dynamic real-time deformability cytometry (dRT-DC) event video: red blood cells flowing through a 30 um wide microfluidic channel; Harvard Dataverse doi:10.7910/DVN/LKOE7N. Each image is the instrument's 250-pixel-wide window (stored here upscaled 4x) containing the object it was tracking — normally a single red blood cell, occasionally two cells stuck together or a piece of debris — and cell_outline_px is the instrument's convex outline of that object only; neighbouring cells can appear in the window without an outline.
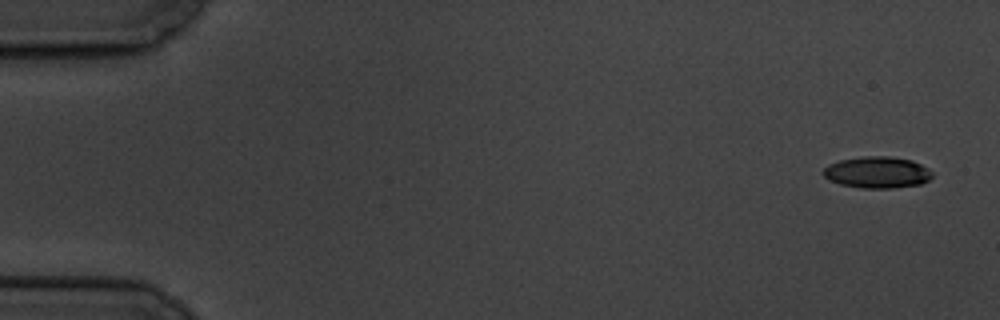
{"species": "common noctule bat (a hibernating species)", "species_latin": "Nyctalus noctula", "temperature_condition": "cold", "stored_images_in_passage": 9, "camera_frame_rate_fps": 3000, "um_per_image_px": 0.085, "animal": {"sex": "male", "body_mass_g": 19.5, "forearm_length_mm": 54.6}, "frame": {"image": 1, "passage_image": 1, "time_ms": 0.0, "image_size_px": [1000, 320], "cell_outline_px": [[932, 176], [928, 180], [920, 184], [892, 188], [860, 188], [840, 184], [828, 180], [820, 172], [828, 164], [840, 160], [864, 156], [892, 156], [912, 160], [928, 168], [932, 172]], "centroid_in_image_um": [74.53, 14.65], "position_along_channel_um": 10.5, "area_um2": 20.17}}
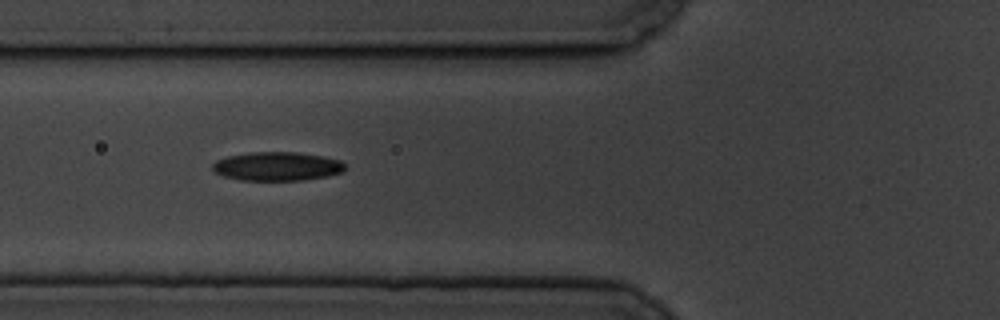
{"frame": {"image": 2, "passage_image": 7, "time_ms": 6.667, "image_size_px": [1000, 320], "cell_outline_px": [[344, 172], [328, 176], [304, 180], [240, 180], [224, 176], [216, 172], [212, 168], [212, 164], [216, 160], [228, 156], [252, 152], [296, 152], [324, 156], [340, 160], [344, 164]], "centroid_in_image_um": [23.58, 14.14], "position_along_channel_um": 102.2, "area_um2": 22.25}}
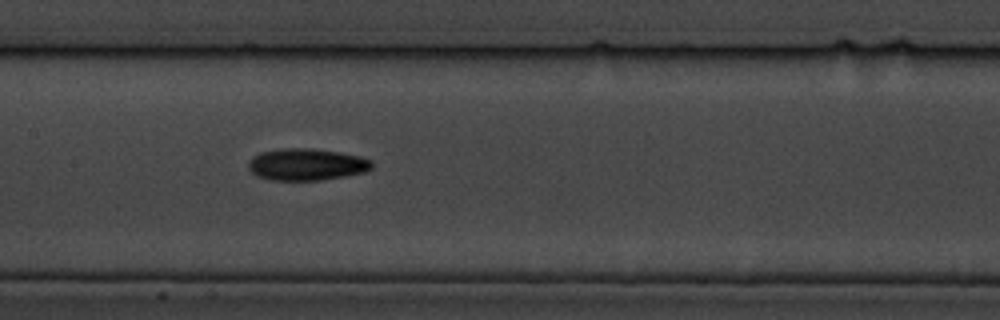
{"frame": {"image": 3, "passage_image": 9, "time_ms": 9.0, "image_size_px": [1000, 320], "cell_outline_px": [[372, 168], [364, 172], [344, 176], [320, 180], [272, 180], [256, 176], [248, 168], [248, 160], [252, 156], [260, 152], [280, 148], [312, 148], [340, 152], [360, 156], [372, 160]], "centroid_in_image_um": [26.03, 13.97], "position_along_channel_um": 181.4, "area_um2": 23.12}}